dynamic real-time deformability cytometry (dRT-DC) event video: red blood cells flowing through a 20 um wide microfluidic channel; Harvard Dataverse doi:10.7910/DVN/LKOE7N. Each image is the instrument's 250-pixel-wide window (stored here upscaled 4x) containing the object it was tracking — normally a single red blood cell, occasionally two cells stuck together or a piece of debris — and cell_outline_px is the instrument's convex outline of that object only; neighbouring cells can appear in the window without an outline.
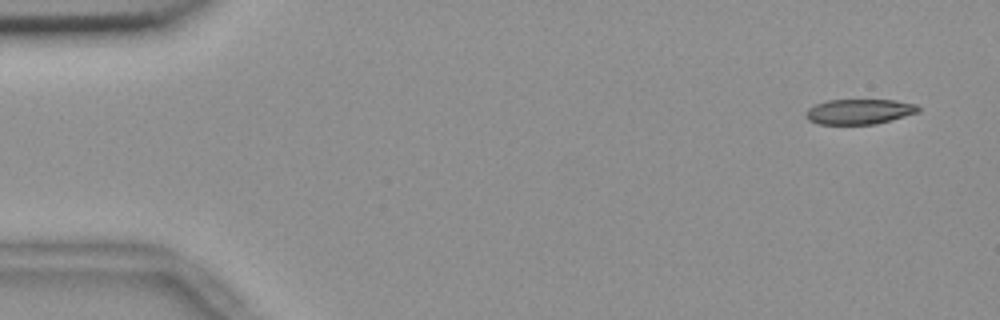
{"species": "common noctule bat (a hibernating species)", "species_latin": "Nyctalus noctula", "temperature_condition": "room temperature", "stored_images_in_passage": 12, "camera_frame_rate_fps": 3000, "um_per_image_px": 0.085, "animal": {"sex": "female", "body_mass_g": 18.4}, "frame": {"image": 1, "passage_image": 3, "time_ms": 0.667, "image_size_px": [1000, 320], "cell_outline_px": [[920, 112], [876, 124], [820, 124], [808, 120], [804, 116], [804, 112], [808, 108], [816, 104], [828, 100], [896, 100], [916, 104], [920, 108]], "centroid_in_image_um": [73.03, 9.48], "position_along_channel_um": 12.0, "area_um2": 16.59}}